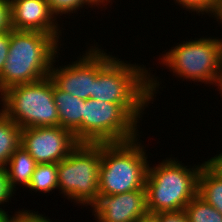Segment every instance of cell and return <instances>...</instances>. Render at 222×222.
Returning a JSON list of instances; mask_svg holds the SVG:
<instances>
[{"instance_id":"obj_1","label":"cell","mask_w":222,"mask_h":222,"mask_svg":"<svg viewBox=\"0 0 222 222\" xmlns=\"http://www.w3.org/2000/svg\"><path fill=\"white\" fill-rule=\"evenodd\" d=\"M98 46V47H96ZM94 44V88L91 99L122 104L138 121L159 90L158 77L146 66L108 55ZM105 51V52H104ZM157 90V91H156ZM142 114V115H141Z\"/></svg>"},{"instance_id":"obj_2","label":"cell","mask_w":222,"mask_h":222,"mask_svg":"<svg viewBox=\"0 0 222 222\" xmlns=\"http://www.w3.org/2000/svg\"><path fill=\"white\" fill-rule=\"evenodd\" d=\"M59 48L60 42L51 34L12 29L8 56L0 73V94L14 85L48 77Z\"/></svg>"},{"instance_id":"obj_3","label":"cell","mask_w":222,"mask_h":222,"mask_svg":"<svg viewBox=\"0 0 222 222\" xmlns=\"http://www.w3.org/2000/svg\"><path fill=\"white\" fill-rule=\"evenodd\" d=\"M177 160L166 158L156 166L149 164L145 184L149 216L184 210L198 194L199 173L206 162L188 168Z\"/></svg>"},{"instance_id":"obj_4","label":"cell","mask_w":222,"mask_h":222,"mask_svg":"<svg viewBox=\"0 0 222 222\" xmlns=\"http://www.w3.org/2000/svg\"><path fill=\"white\" fill-rule=\"evenodd\" d=\"M139 140L102 143L99 195H115L145 187L150 162Z\"/></svg>"},{"instance_id":"obj_5","label":"cell","mask_w":222,"mask_h":222,"mask_svg":"<svg viewBox=\"0 0 222 222\" xmlns=\"http://www.w3.org/2000/svg\"><path fill=\"white\" fill-rule=\"evenodd\" d=\"M0 95L1 110L20 128L59 126L53 81L49 76L33 83L14 85Z\"/></svg>"},{"instance_id":"obj_6","label":"cell","mask_w":222,"mask_h":222,"mask_svg":"<svg viewBox=\"0 0 222 222\" xmlns=\"http://www.w3.org/2000/svg\"><path fill=\"white\" fill-rule=\"evenodd\" d=\"M102 143H79L57 163L58 189L64 198L92 206L99 196Z\"/></svg>"},{"instance_id":"obj_7","label":"cell","mask_w":222,"mask_h":222,"mask_svg":"<svg viewBox=\"0 0 222 222\" xmlns=\"http://www.w3.org/2000/svg\"><path fill=\"white\" fill-rule=\"evenodd\" d=\"M171 47L159 58L173 76L183 81L215 84L222 74V38L201 37Z\"/></svg>"},{"instance_id":"obj_8","label":"cell","mask_w":222,"mask_h":222,"mask_svg":"<svg viewBox=\"0 0 222 222\" xmlns=\"http://www.w3.org/2000/svg\"><path fill=\"white\" fill-rule=\"evenodd\" d=\"M138 123L122 104L89 98L84 102L83 143H121L140 138Z\"/></svg>"},{"instance_id":"obj_9","label":"cell","mask_w":222,"mask_h":222,"mask_svg":"<svg viewBox=\"0 0 222 222\" xmlns=\"http://www.w3.org/2000/svg\"><path fill=\"white\" fill-rule=\"evenodd\" d=\"M79 144L74 134L61 126L24 128L21 146L37 164L59 163Z\"/></svg>"},{"instance_id":"obj_10","label":"cell","mask_w":222,"mask_h":222,"mask_svg":"<svg viewBox=\"0 0 222 222\" xmlns=\"http://www.w3.org/2000/svg\"><path fill=\"white\" fill-rule=\"evenodd\" d=\"M91 208L98 222H138L149 217L145 187L115 195H99Z\"/></svg>"},{"instance_id":"obj_11","label":"cell","mask_w":222,"mask_h":222,"mask_svg":"<svg viewBox=\"0 0 222 222\" xmlns=\"http://www.w3.org/2000/svg\"><path fill=\"white\" fill-rule=\"evenodd\" d=\"M57 58L51 65L49 77L61 90L82 100L92 98L94 88V46L88 48L85 54L78 56L67 66H54ZM55 67V68H54Z\"/></svg>"},{"instance_id":"obj_12","label":"cell","mask_w":222,"mask_h":222,"mask_svg":"<svg viewBox=\"0 0 222 222\" xmlns=\"http://www.w3.org/2000/svg\"><path fill=\"white\" fill-rule=\"evenodd\" d=\"M56 19L46 0H11L14 30L40 31L51 34L59 42L62 32Z\"/></svg>"},{"instance_id":"obj_13","label":"cell","mask_w":222,"mask_h":222,"mask_svg":"<svg viewBox=\"0 0 222 222\" xmlns=\"http://www.w3.org/2000/svg\"><path fill=\"white\" fill-rule=\"evenodd\" d=\"M53 99L59 114V126L70 130L79 143H83L84 102L53 83Z\"/></svg>"},{"instance_id":"obj_14","label":"cell","mask_w":222,"mask_h":222,"mask_svg":"<svg viewBox=\"0 0 222 222\" xmlns=\"http://www.w3.org/2000/svg\"><path fill=\"white\" fill-rule=\"evenodd\" d=\"M37 163L29 152L21 145L12 154L5 167L11 189L15 192L16 186H29Z\"/></svg>"},{"instance_id":"obj_15","label":"cell","mask_w":222,"mask_h":222,"mask_svg":"<svg viewBox=\"0 0 222 222\" xmlns=\"http://www.w3.org/2000/svg\"><path fill=\"white\" fill-rule=\"evenodd\" d=\"M198 195L222 214V176L206 163L199 173Z\"/></svg>"},{"instance_id":"obj_16","label":"cell","mask_w":222,"mask_h":222,"mask_svg":"<svg viewBox=\"0 0 222 222\" xmlns=\"http://www.w3.org/2000/svg\"><path fill=\"white\" fill-rule=\"evenodd\" d=\"M20 128L2 110H0V167L5 168L8 160L21 145Z\"/></svg>"},{"instance_id":"obj_17","label":"cell","mask_w":222,"mask_h":222,"mask_svg":"<svg viewBox=\"0 0 222 222\" xmlns=\"http://www.w3.org/2000/svg\"><path fill=\"white\" fill-rule=\"evenodd\" d=\"M28 188L43 193L58 189L57 163L37 164Z\"/></svg>"},{"instance_id":"obj_18","label":"cell","mask_w":222,"mask_h":222,"mask_svg":"<svg viewBox=\"0 0 222 222\" xmlns=\"http://www.w3.org/2000/svg\"><path fill=\"white\" fill-rule=\"evenodd\" d=\"M188 222H222V214L198 194L183 210Z\"/></svg>"},{"instance_id":"obj_19","label":"cell","mask_w":222,"mask_h":222,"mask_svg":"<svg viewBox=\"0 0 222 222\" xmlns=\"http://www.w3.org/2000/svg\"><path fill=\"white\" fill-rule=\"evenodd\" d=\"M50 12L55 16L58 15H67L68 13H75L78 9L83 8L85 5L90 8L95 7V3L92 0H46ZM94 6V7H93Z\"/></svg>"},{"instance_id":"obj_20","label":"cell","mask_w":222,"mask_h":222,"mask_svg":"<svg viewBox=\"0 0 222 222\" xmlns=\"http://www.w3.org/2000/svg\"><path fill=\"white\" fill-rule=\"evenodd\" d=\"M183 9L186 8L191 12H196L202 15L211 14L210 16L215 18L217 11L221 5L222 0H174ZM214 15V16H213Z\"/></svg>"},{"instance_id":"obj_21","label":"cell","mask_w":222,"mask_h":222,"mask_svg":"<svg viewBox=\"0 0 222 222\" xmlns=\"http://www.w3.org/2000/svg\"><path fill=\"white\" fill-rule=\"evenodd\" d=\"M15 192L11 189L5 168L0 167V205L11 201ZM11 197V198H10ZM0 215H9L7 211L0 208Z\"/></svg>"},{"instance_id":"obj_22","label":"cell","mask_w":222,"mask_h":222,"mask_svg":"<svg viewBox=\"0 0 222 222\" xmlns=\"http://www.w3.org/2000/svg\"><path fill=\"white\" fill-rule=\"evenodd\" d=\"M11 0H0V33L11 31Z\"/></svg>"},{"instance_id":"obj_23","label":"cell","mask_w":222,"mask_h":222,"mask_svg":"<svg viewBox=\"0 0 222 222\" xmlns=\"http://www.w3.org/2000/svg\"><path fill=\"white\" fill-rule=\"evenodd\" d=\"M14 222H52L46 216L35 212L34 213L30 210H18L14 214Z\"/></svg>"},{"instance_id":"obj_24","label":"cell","mask_w":222,"mask_h":222,"mask_svg":"<svg viewBox=\"0 0 222 222\" xmlns=\"http://www.w3.org/2000/svg\"><path fill=\"white\" fill-rule=\"evenodd\" d=\"M155 222H188L187 216L183 210L160 212L150 216Z\"/></svg>"},{"instance_id":"obj_25","label":"cell","mask_w":222,"mask_h":222,"mask_svg":"<svg viewBox=\"0 0 222 222\" xmlns=\"http://www.w3.org/2000/svg\"><path fill=\"white\" fill-rule=\"evenodd\" d=\"M10 33L11 31L0 33V73L4 67V63L8 56L10 45Z\"/></svg>"},{"instance_id":"obj_26","label":"cell","mask_w":222,"mask_h":222,"mask_svg":"<svg viewBox=\"0 0 222 222\" xmlns=\"http://www.w3.org/2000/svg\"><path fill=\"white\" fill-rule=\"evenodd\" d=\"M206 164L214 170L217 174L222 176V153L211 157L209 160L205 161Z\"/></svg>"},{"instance_id":"obj_27","label":"cell","mask_w":222,"mask_h":222,"mask_svg":"<svg viewBox=\"0 0 222 222\" xmlns=\"http://www.w3.org/2000/svg\"><path fill=\"white\" fill-rule=\"evenodd\" d=\"M0 222H14V215L12 217L9 215H0Z\"/></svg>"},{"instance_id":"obj_28","label":"cell","mask_w":222,"mask_h":222,"mask_svg":"<svg viewBox=\"0 0 222 222\" xmlns=\"http://www.w3.org/2000/svg\"><path fill=\"white\" fill-rule=\"evenodd\" d=\"M215 18H216L215 20H217L218 23H222V2H221V5L217 11Z\"/></svg>"},{"instance_id":"obj_29","label":"cell","mask_w":222,"mask_h":222,"mask_svg":"<svg viewBox=\"0 0 222 222\" xmlns=\"http://www.w3.org/2000/svg\"><path fill=\"white\" fill-rule=\"evenodd\" d=\"M215 86H218L217 88L219 89V93L221 94L220 96H222V74L221 76L216 80ZM222 98V97H221Z\"/></svg>"},{"instance_id":"obj_30","label":"cell","mask_w":222,"mask_h":222,"mask_svg":"<svg viewBox=\"0 0 222 222\" xmlns=\"http://www.w3.org/2000/svg\"><path fill=\"white\" fill-rule=\"evenodd\" d=\"M92 1L96 4L97 7L98 6L101 7L100 6L101 4H102V6H103V4H104V6H106L108 3H110L111 0H92Z\"/></svg>"},{"instance_id":"obj_31","label":"cell","mask_w":222,"mask_h":222,"mask_svg":"<svg viewBox=\"0 0 222 222\" xmlns=\"http://www.w3.org/2000/svg\"><path fill=\"white\" fill-rule=\"evenodd\" d=\"M138 222H155L150 216L146 219H143L141 221H138Z\"/></svg>"}]
</instances>
